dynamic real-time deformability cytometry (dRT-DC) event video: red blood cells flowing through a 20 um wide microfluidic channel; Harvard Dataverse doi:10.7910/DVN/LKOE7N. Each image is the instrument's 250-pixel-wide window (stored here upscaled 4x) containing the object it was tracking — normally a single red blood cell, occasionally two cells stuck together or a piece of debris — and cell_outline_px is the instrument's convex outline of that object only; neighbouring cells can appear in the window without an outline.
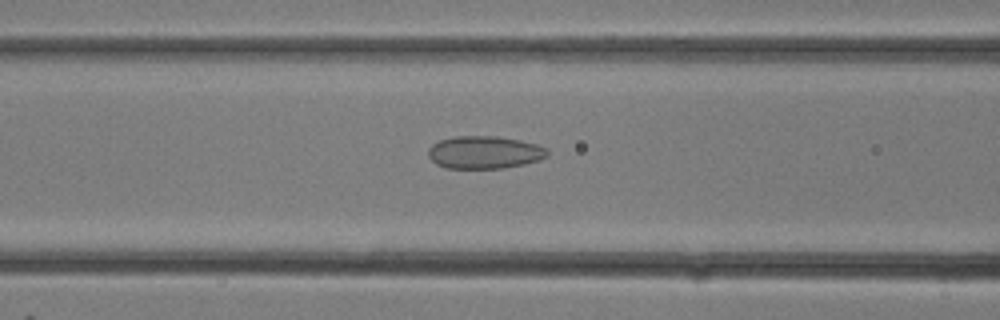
{"species": "common noctule bat (a hibernating species)", "species_latin": "Nyctalus noctula", "temperature_condition": "room temperature", "stored_images_in_passage": 23, "camera_frame_rate_fps": 3000, "um_per_image_px": 0.085, "animal": {"sex": "female"}, "frame": {"image": 1, "passage_image": 11, "time_ms": 3.333, "image_size_px": [1000, 320], "cell_outline_px": [[548, 156], [540, 160], [524, 164], [504, 168], [444, 168], [436, 164], [428, 156], [428, 148], [432, 144], [440, 140], [456, 136], [496, 136], [520, 140], [536, 144], [548, 148]], "centroid_in_image_um": [41.19, 12.95], "position_along_channel_um": 125.4, "area_um2": 22.83}}
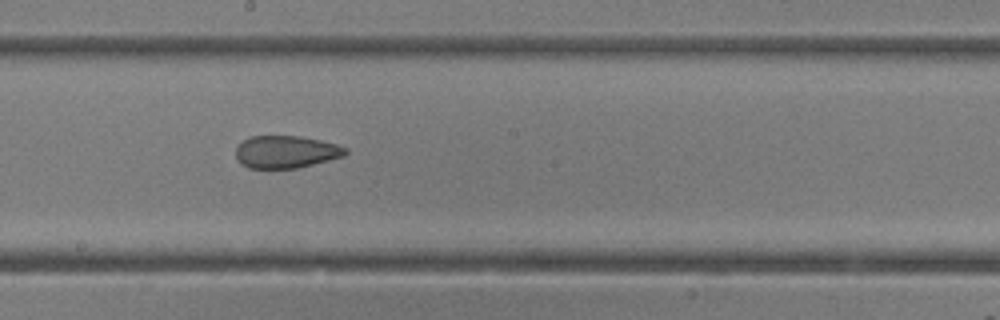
{"frame": {"image": 2, "passage_image": 15, "time_ms": 4.667, "image_size_px": [1000, 320], "cell_outline_px": [[348, 152], [344, 156], [296, 168], [248, 168], [240, 164], [236, 156], [236, 148], [248, 136], [300, 136], [320, 140], [336, 144], [348, 148]], "centroid_in_image_um": [24.3, 12.9], "position_along_channel_um": 223.9, "area_um2": 20.69}}
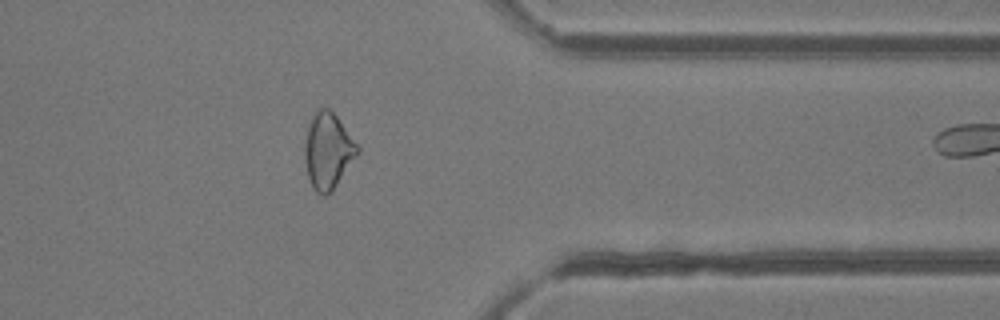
{"frame": {"image": 3, "passage_image": 22, "time_ms": 7.0, "image_size_px": [1000, 320], "cell_outline_px": [[360, 152], [332, 192], [324, 196], [316, 192], [308, 176], [304, 160], [304, 144], [308, 124], [316, 108], [332, 108], [360, 148]], "centroid_in_image_um": [27.88, 12.79], "position_along_channel_um": 383.5, "area_um2": 23.76}}